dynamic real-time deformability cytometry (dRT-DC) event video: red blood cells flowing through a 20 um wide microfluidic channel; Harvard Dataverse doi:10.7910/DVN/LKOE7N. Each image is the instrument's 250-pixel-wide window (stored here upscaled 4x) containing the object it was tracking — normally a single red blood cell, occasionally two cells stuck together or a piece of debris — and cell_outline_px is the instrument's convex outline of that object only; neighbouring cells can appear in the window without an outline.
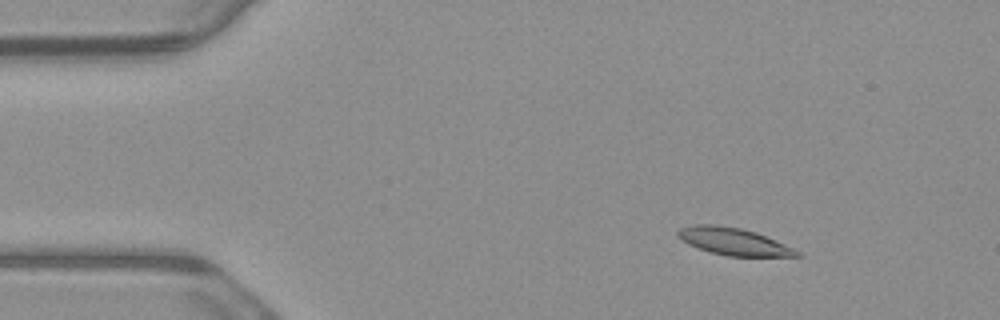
{"species": "common noctule bat (a hibernating species)", "species_latin": "Nyctalus noctula", "temperature_condition": "warm", "stored_images_in_passage": 5, "camera_frame_rate_fps": 3000, "um_per_image_px": 0.085, "animal": {"sex": "male", "body_mass_g": 23.1, "forearm_length_mm": 52.7}, "frame": {"image": 1, "passage_image": 3, "time_ms": 0.667, "image_size_px": [1000, 320], "cell_outline_px": [[804, 256], [728, 256], [708, 252], [688, 244], [676, 236], [676, 232], [680, 228], [692, 224], [716, 224], [740, 228], [756, 232], [776, 240], [800, 252]], "centroid_in_image_um": [62.31, 20.52], "position_along_channel_um": 22.7, "area_um2": 18.96}}
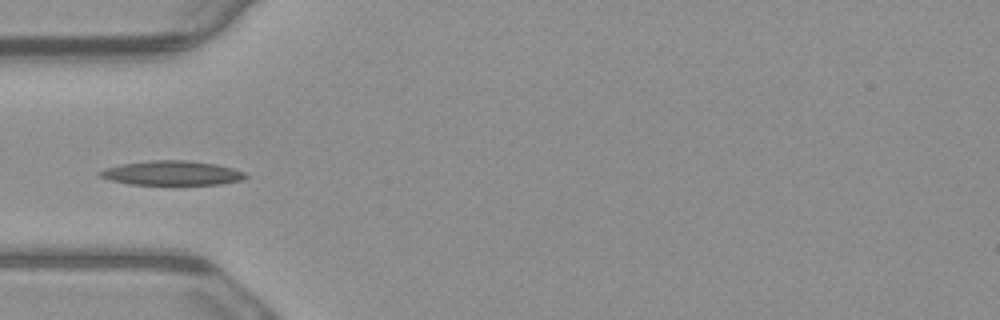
{"frame": {"image": 2, "passage_image": 5, "time_ms": 1.333, "image_size_px": [1000, 320], "cell_outline_px": [[248, 176], [240, 180], [220, 184], [128, 184], [112, 180], [100, 176], [96, 172], [104, 168], [120, 164], [152, 160], [184, 160], [216, 164], [232, 168], [244, 172]], "centroid_in_image_um": [14.58, 14.7], "position_along_channel_um": 70.4, "area_um2": 20.52}}